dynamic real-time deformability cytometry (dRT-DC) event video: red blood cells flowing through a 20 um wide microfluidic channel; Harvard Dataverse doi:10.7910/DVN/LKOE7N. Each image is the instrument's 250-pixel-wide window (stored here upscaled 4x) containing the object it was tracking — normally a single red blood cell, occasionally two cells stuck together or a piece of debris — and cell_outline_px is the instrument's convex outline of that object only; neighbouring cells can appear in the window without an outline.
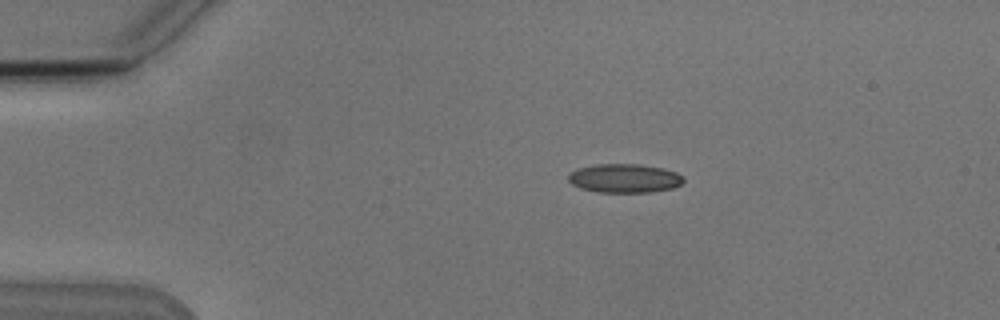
{"species": "Egyptian fruit bat (a non-hibernating species)", "species_latin": "Rousettus aegyptiacus", "temperature_condition": "cold", "stored_images_in_passage": 5, "segment_of_instrument_passage": [1, 2], "camera_frame_rate_fps": 3000, "um_per_image_px": 0.085, "animal": {"sex": "male"}, "frame": {"image": 1, "passage_image": 2, "time_ms": 1.333, "image_size_px": [1000, 320], "cell_outline_px": [[684, 180], [680, 184], [672, 188], [652, 192], [596, 192], [580, 188], [572, 184], [568, 180], [568, 176], [572, 172], [580, 168], [596, 164], [640, 164], [664, 168], [676, 172], [684, 176]], "centroid_in_image_um": [53.11, 15.15], "position_along_channel_um": 31.9, "area_um2": 19.36}}